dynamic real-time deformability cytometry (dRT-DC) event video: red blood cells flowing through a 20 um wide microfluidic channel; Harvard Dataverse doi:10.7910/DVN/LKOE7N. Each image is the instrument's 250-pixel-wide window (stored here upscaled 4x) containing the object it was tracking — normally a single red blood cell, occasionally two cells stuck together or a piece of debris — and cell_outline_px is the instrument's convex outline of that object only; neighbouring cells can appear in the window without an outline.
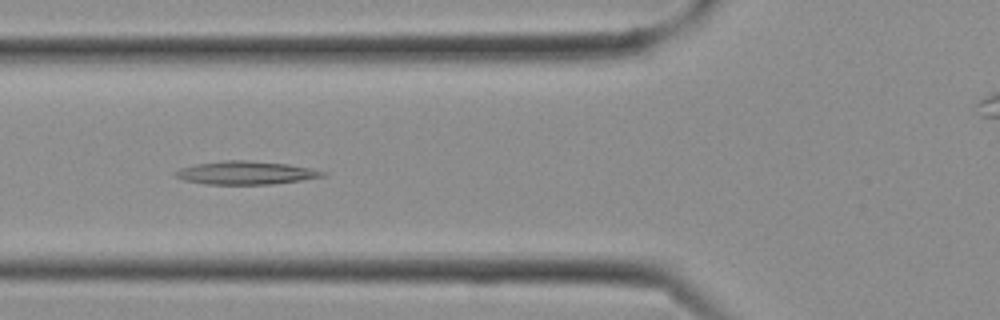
{"species": "Egyptian fruit bat (a non-hibernating species)", "species_latin": "Rousettus aegyptiacus", "temperature_condition": "cold", "stored_images_in_passage": 11, "camera_frame_rate_fps": 3000, "um_per_image_px": 0.085, "frame": {"image": 1, "passage_image": 8, "time_ms": 2.333, "image_size_px": [1000, 320], "cell_outline_px": [[328, 172], [324, 176], [300, 180], [272, 184], [204, 184], [184, 180], [176, 176], [172, 172], [180, 168], [196, 164], [224, 160], [244, 160], [288, 164]], "centroid_in_image_um": [20.85, 14.69], "position_along_channel_um": 104.9, "area_um2": 19.77}}
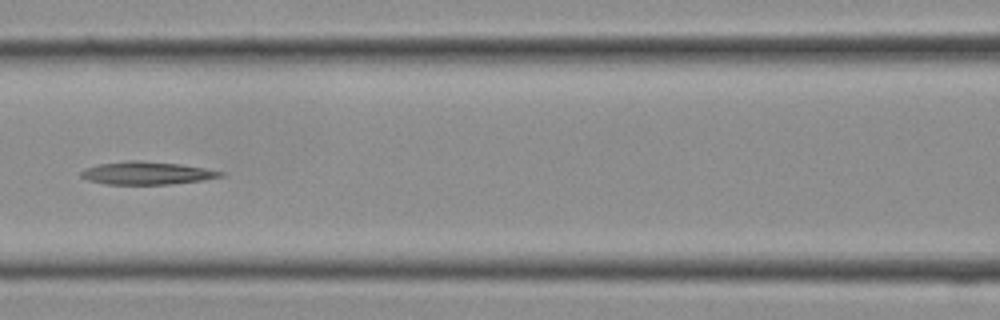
{"frame": {"image": 2, "passage_image": 10, "time_ms": 3.0, "image_size_px": [1000, 320], "cell_outline_px": [[224, 176], [200, 180], [168, 184], [104, 184], [88, 180], [80, 176], [80, 172], [84, 168], [100, 164], [128, 160], [140, 160], [180, 164], [204, 168], [224, 172]], "centroid_in_image_um": [12.43, 14.7], "position_along_channel_um": 154.2, "area_um2": 18.44}}